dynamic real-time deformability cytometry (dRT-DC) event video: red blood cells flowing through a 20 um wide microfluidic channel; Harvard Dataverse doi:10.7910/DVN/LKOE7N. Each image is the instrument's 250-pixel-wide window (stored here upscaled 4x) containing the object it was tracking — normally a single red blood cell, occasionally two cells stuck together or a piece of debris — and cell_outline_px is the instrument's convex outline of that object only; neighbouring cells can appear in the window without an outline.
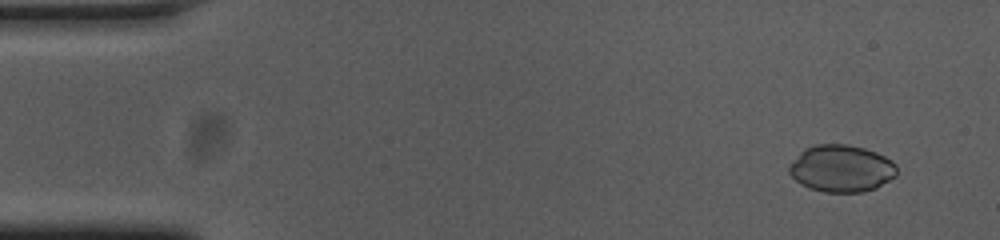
{"species": "common noctule bat (a hibernating species)", "species_latin": "Nyctalus noctula", "temperature_condition": "cold", "stored_images_in_passage": 54, "camera_frame_rate_fps": 3000, "um_per_image_px": 0.085, "animal": {"sex": "female", "body_mass_g": 23.0, "forearm_length_mm": 53.4}, "frame": {"image": 1, "passage_image": 4, "time_ms": 1.0, "image_size_px": [1000, 240], "cell_outline_px": [[896, 176], [876, 188], [864, 192], [824, 192], [808, 188], [800, 184], [788, 172], [788, 164], [804, 148], [816, 144], [848, 144], [864, 148], [876, 152], [892, 160], [896, 164]], "centroid_in_image_um": [71.5, 14.32], "position_along_channel_um": 13.5, "area_um2": 29.82}}
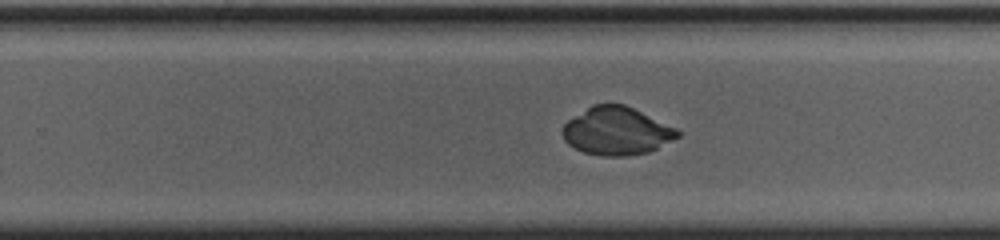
{"frame": {"image": 2, "passage_image": 34, "time_ms": 11.0, "image_size_px": [1000, 240], "cell_outline_px": [[680, 136], [648, 152], [624, 156], [600, 156], [584, 152], [568, 144], [564, 140], [564, 124], [568, 120], [592, 104], [624, 104], [676, 128], [680, 132]], "centroid_in_image_um": [52.41, 11.14], "position_along_channel_um": 277.4, "area_um2": 31.73}}
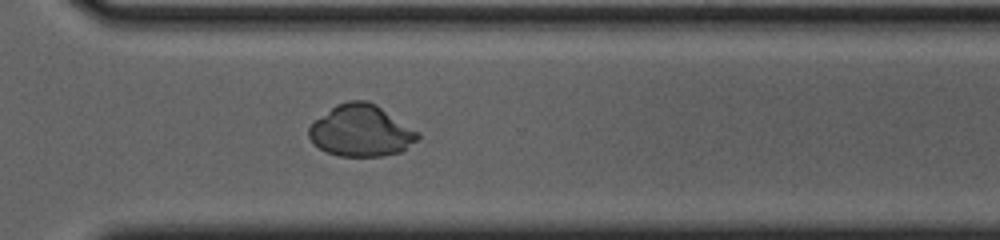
{"frame": {"image": 3, "passage_image": 39, "time_ms": 12.667, "image_size_px": [1000, 240], "cell_outline_px": [[420, 136], [416, 140], [400, 152], [380, 156], [340, 156], [328, 152], [312, 144], [308, 136], [308, 128], [316, 120], [336, 104], [348, 100], [368, 100], [376, 104], [420, 132]], "centroid_in_image_um": [30.68, 11.1], "position_along_channel_um": 339.9, "area_um2": 32.66}}